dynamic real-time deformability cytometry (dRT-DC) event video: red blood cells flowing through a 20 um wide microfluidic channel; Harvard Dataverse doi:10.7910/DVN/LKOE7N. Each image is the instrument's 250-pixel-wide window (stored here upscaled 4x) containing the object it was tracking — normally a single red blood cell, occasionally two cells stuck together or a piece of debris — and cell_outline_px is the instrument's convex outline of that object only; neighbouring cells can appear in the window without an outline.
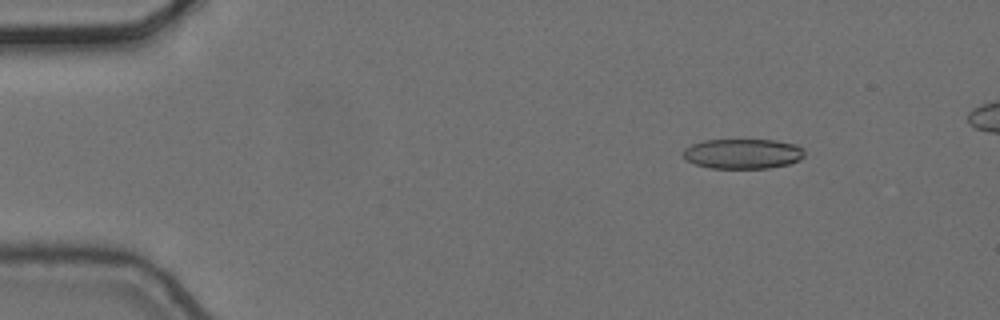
{"species": "common noctule bat (a hibernating species)", "species_latin": "Nyctalus noctula", "temperature_condition": "cold", "stored_images_in_passage": 5, "camera_frame_rate_fps": 3000, "um_per_image_px": 0.085, "animal": {"sex": "female", "body_mass_g": 24.6, "forearm_length_mm": 56.2}, "frame": {"image": 1, "passage_image": 2, "time_ms": 0.333, "image_size_px": [1000, 320], "cell_outline_px": [[804, 156], [800, 160], [788, 164], [768, 168], [708, 168], [696, 164], [688, 160], [684, 156], [684, 148], [692, 144], [704, 140], [776, 140], [796, 144], [804, 152]], "centroid_in_image_um": [63.15, 13.06], "position_along_channel_um": 21.9, "area_um2": 21.1}}
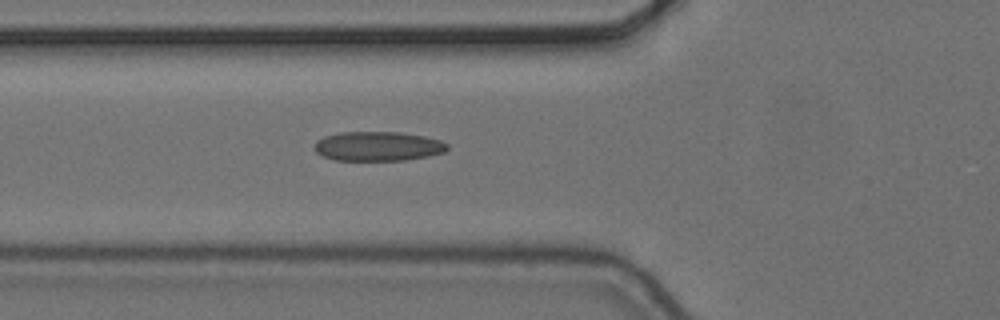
{"frame": {"image": 2, "passage_image": 5, "time_ms": 1.333, "image_size_px": [1000, 320], "cell_outline_px": [[448, 148], [444, 152], [428, 156], [404, 160], [336, 160], [324, 156], [316, 152], [312, 148], [316, 140], [324, 136], [340, 132], [400, 132], [424, 136], [440, 140], [448, 144]], "centroid_in_image_um": [32.1, 12.42], "position_along_channel_um": 93.7, "area_um2": 22.83}}